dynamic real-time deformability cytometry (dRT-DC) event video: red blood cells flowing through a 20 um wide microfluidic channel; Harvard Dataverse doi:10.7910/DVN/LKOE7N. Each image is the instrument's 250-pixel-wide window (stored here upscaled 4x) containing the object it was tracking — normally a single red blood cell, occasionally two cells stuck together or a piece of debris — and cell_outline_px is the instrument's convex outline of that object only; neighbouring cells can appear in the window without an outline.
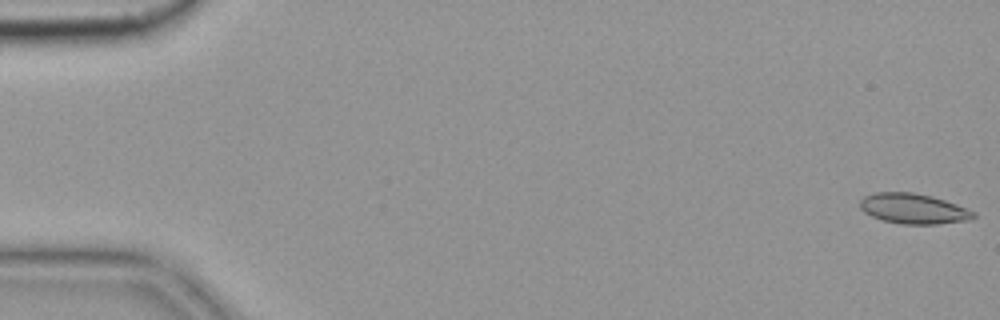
{"species": "common noctule bat (a hibernating species)", "species_latin": "Nyctalus noctula", "temperature_condition": "cold", "stored_images_in_passage": 55, "camera_frame_rate_fps": 3000, "um_per_image_px": 0.085, "animal": {"sex": "female", "body_mass_g": 19.9}, "frame": {"image": 1, "passage_image": 1, "time_ms": 0.0, "image_size_px": [1000, 320], "cell_outline_px": [[976, 216], [968, 220], [936, 224], [900, 224], [884, 220], [872, 216], [864, 212], [860, 208], [860, 200], [864, 196], [876, 192], [912, 192], [932, 196], [956, 204], [976, 212]], "centroid_in_image_um": [77.63, 17.73], "position_along_channel_um": 7.4, "area_um2": 19.94}, "authors_computed_cell_mechanics": {"area_um2": 19.5364, "velocity_mm_per_s": 3.6412, "shape_relaxation_time_tau1_ms": null, "shape_relaxation_time_tau2_ms": 3.7985, "deformation_change_tau1": null, "deformation_change_tau2": 0.0672}}